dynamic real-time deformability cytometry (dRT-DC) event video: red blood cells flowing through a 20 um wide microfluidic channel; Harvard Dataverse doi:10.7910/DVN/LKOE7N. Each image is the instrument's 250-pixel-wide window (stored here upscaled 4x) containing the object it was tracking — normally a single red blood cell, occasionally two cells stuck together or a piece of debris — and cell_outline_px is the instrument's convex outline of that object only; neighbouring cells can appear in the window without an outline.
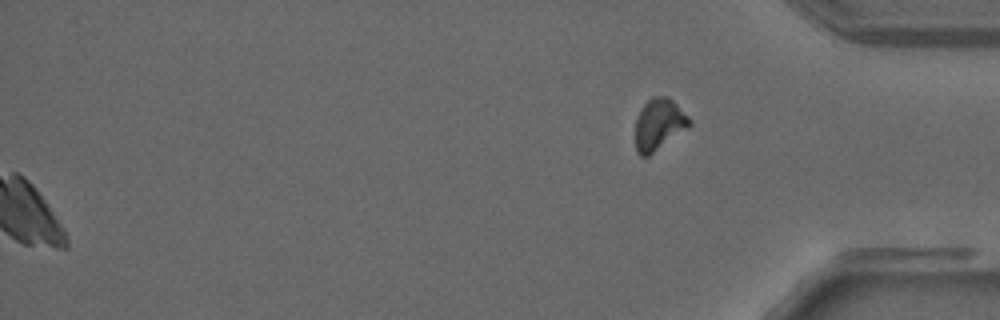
{"species": "common noctule bat (a hibernating species)", "species_latin": "Nyctalus noctula", "temperature_condition": "warm", "stored_images_in_passage": 35, "segment_of_instrument_passage": [2, 2], "camera_frame_rate_fps": 3000, "um_per_image_px": 0.085, "animal": {"sex": "male", "forearm_length_mm": 52.5}, "frame": {"image": 1, "passage_image": 35, "time_ms": 11.333, "image_size_px": [1000, 320], "cell_outline_px": [[692, 124], [688, 128], [648, 156], [640, 156], [636, 152], [636, 116], [640, 108], [652, 96], [668, 96], [692, 120]], "centroid_in_image_um": [56.0, 10.56], "position_along_channel_um": 379.2, "area_um2": 16.24}}